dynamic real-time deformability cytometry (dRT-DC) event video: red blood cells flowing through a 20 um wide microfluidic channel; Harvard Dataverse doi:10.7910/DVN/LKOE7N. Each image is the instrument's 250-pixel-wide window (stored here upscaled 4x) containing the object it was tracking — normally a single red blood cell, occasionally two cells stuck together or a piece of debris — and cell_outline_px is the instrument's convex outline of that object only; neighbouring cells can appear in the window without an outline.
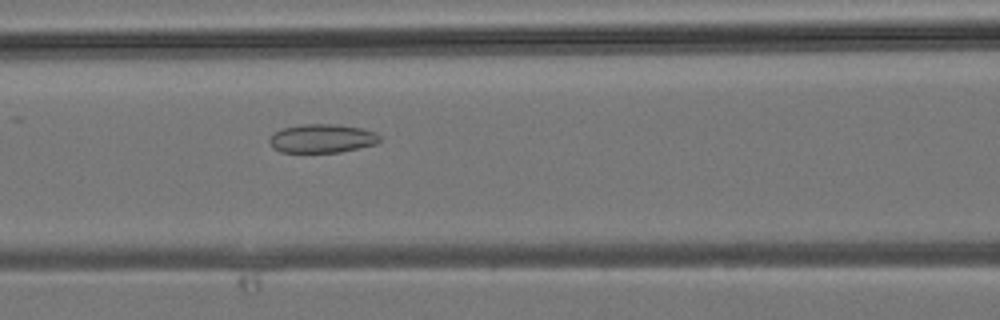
{"species": "common noctule bat (a hibernating species)", "species_latin": "Nyctalus noctula", "temperature_condition": "room temperature", "stored_images_in_passage": 37, "camera_frame_rate_fps": 3000, "um_per_image_px": 0.085, "animal": {"sex": "male", "body_mass_g": 19.2, "forearm_length_mm": 51.8}, "frame": {"image": 1, "passage_image": 16, "time_ms": 5.0, "image_size_px": [1000, 320], "cell_outline_px": [[380, 140], [376, 144], [340, 152], [280, 152], [272, 148], [268, 140], [280, 128], [304, 124], [336, 124], [360, 128], [376, 132], [380, 136]], "centroid_in_image_um": [27.36, 11.77], "position_along_channel_um": 139.2, "area_um2": 18.44}}
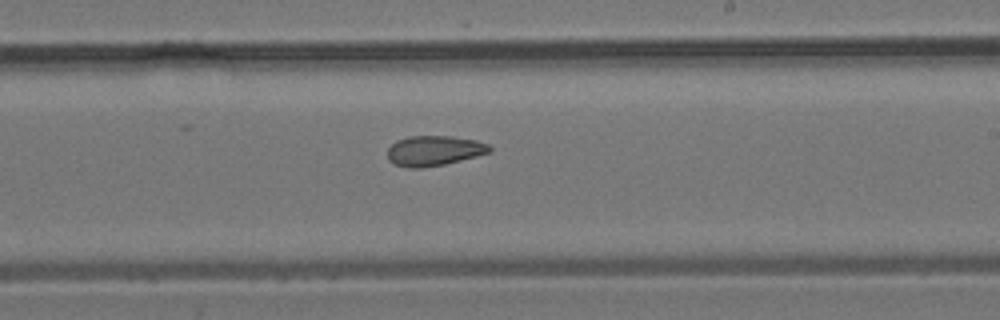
{"frame": {"image": 2, "passage_image": 22, "time_ms": 7.0, "image_size_px": [1000, 320], "cell_outline_px": [[492, 152], [444, 164], [420, 168], [408, 168], [392, 164], [388, 160], [388, 148], [396, 140], [408, 136], [452, 136], [476, 140], [488, 144], [492, 148]], "centroid_in_image_um": [36.88, 12.81], "position_along_channel_um": 252.1, "area_um2": 18.03}}
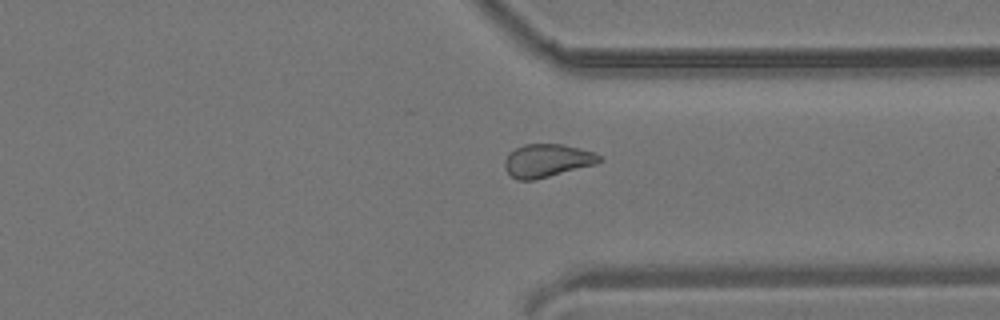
{"frame": {"image": 3, "passage_image": 28, "time_ms": 9.0, "image_size_px": [1000, 320], "cell_outline_px": [[604, 160], [596, 164], [536, 180], [516, 180], [504, 168], [504, 160], [508, 152], [524, 144], [564, 144], [596, 152]], "centroid_in_image_um": [46.51, 13.65], "position_along_channel_um": 364.9, "area_um2": 18.55}}